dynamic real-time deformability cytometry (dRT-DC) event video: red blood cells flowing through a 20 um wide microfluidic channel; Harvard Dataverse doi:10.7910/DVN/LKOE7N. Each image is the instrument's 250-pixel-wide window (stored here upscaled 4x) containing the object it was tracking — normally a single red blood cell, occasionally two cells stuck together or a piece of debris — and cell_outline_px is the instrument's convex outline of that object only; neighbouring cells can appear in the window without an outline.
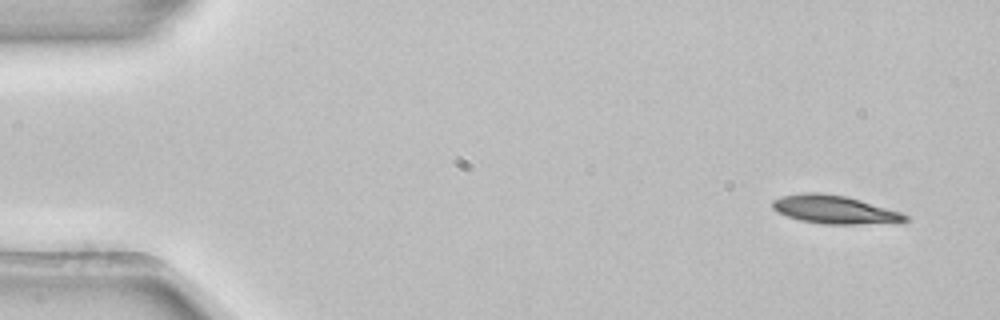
{"species": "common noctule bat (a hibernating species)", "species_latin": "Nyctalus noctula", "temperature_condition": "room temperature", "stored_images_in_passage": 4, "camera_frame_rate_fps": 3000, "um_per_image_px": 0.085, "animal": {"sex": "female", "body_mass_g": 22.7, "forearm_length_mm": 54.2}, "frame": {"image": 1, "passage_image": 1, "time_ms": 0.0, "image_size_px": [1000, 320], "cell_outline_px": [[908, 220], [856, 224], [824, 224], [800, 220], [776, 212], [772, 208], [772, 200], [780, 196], [804, 192], [820, 192], [844, 196], [860, 200], [904, 212], [908, 216]], "centroid_in_image_um": [70.87, 17.79], "position_along_channel_um": 14.1, "area_um2": 21.73}}
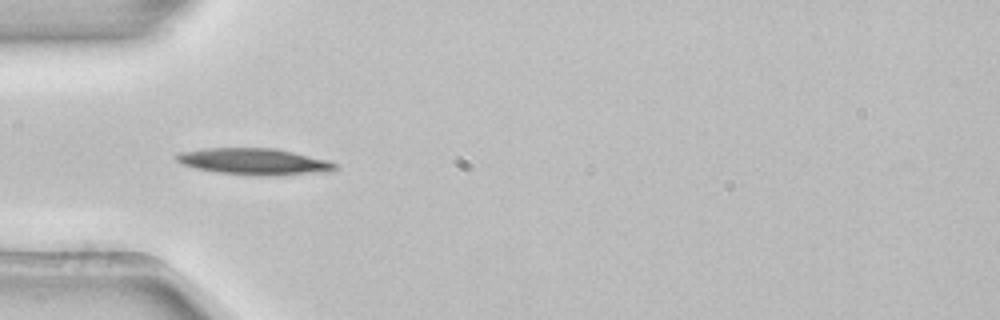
{"frame": {"image": 2, "passage_image": 4, "time_ms": 1.0, "image_size_px": [1000, 320], "cell_outline_px": [[340, 164], [336, 168], [328, 172], [268, 176], [260, 176], [216, 172], [196, 168], [180, 164], [172, 156], [180, 152], [204, 148], [276, 148], [328, 160]], "centroid_in_image_um": [21.59, 13.73], "position_along_channel_um": 63.4, "area_um2": 24.74}}